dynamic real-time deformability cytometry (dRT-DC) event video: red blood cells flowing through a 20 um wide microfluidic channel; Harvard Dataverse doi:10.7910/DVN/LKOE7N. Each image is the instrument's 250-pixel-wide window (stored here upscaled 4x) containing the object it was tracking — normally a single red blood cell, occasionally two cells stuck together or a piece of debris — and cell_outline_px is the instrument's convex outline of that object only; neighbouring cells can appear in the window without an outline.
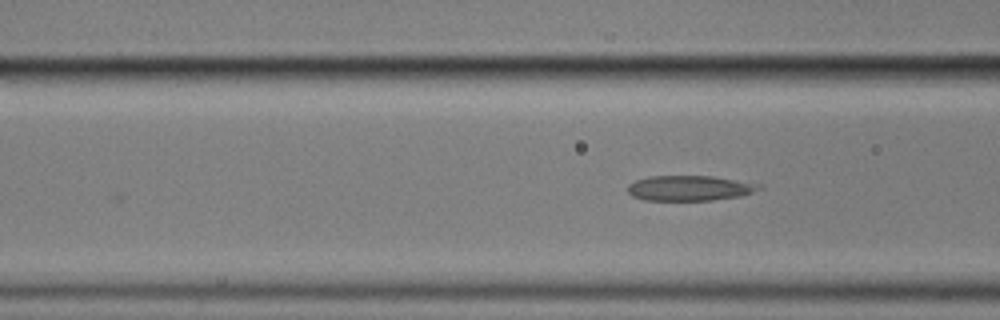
{"species": "common noctule bat (a hibernating species)", "species_latin": "Nyctalus noctula", "temperature_condition": "cold", "stored_images_in_passage": 4, "camera_frame_rate_fps": 3000, "um_per_image_px": 0.085, "animal": {"sex": "male", "body_mass_g": 17.9}, "frame": {"image": 1, "passage_image": 4, "time_ms": 4.333, "image_size_px": [1000, 320], "cell_outline_px": [[764, 188], [740, 196], [712, 200], [644, 200], [632, 196], [628, 192], [628, 184], [636, 180], [648, 176], [712, 176], [764, 184]], "centroid_in_image_um": [58.65, 15.98], "position_along_channel_um": 108.0, "area_um2": 19.42}}